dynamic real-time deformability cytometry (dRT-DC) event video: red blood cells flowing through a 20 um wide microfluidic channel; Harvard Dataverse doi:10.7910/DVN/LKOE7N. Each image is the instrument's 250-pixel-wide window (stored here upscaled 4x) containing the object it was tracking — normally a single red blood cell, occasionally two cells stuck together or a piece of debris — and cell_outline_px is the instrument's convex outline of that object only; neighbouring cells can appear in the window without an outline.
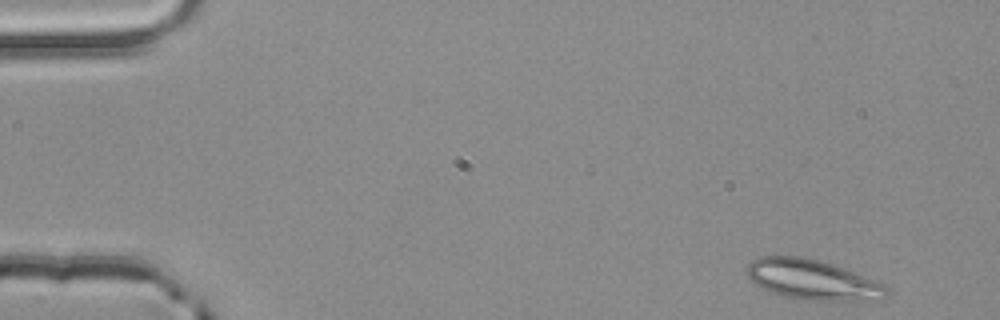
{"species": "common noctule bat (a hibernating species)", "species_latin": "Nyctalus noctula", "temperature_condition": "room temperature", "stored_images_in_passage": 4, "camera_frame_rate_fps": 3000, "um_per_image_px": 0.085, "animal": {"sex": "male", "body_mass_g": 20.4}, "frame": {"image": 1, "passage_image": 1, "time_ms": 0.0, "image_size_px": [1000, 320], "cell_outline_px": [[892, 288], [888, 296], [884, 300], [804, 300], [784, 296], [760, 288], [748, 280], [748, 264], [752, 260], [760, 256], [804, 256], [820, 260], [880, 280]], "centroid_in_image_um": [69.15, 23.78], "position_along_channel_um": 15.8, "area_um2": 33.41}}